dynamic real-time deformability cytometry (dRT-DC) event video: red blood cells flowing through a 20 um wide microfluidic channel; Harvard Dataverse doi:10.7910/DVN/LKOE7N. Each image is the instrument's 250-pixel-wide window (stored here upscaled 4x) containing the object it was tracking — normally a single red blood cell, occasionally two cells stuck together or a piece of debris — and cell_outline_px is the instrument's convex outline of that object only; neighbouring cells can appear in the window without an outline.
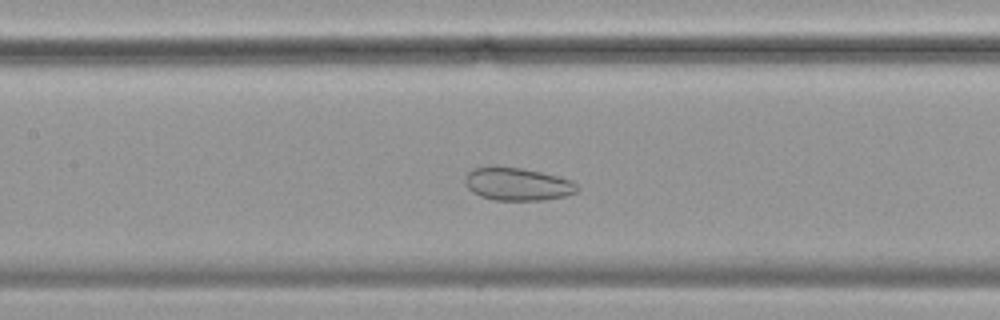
{"species": "common noctule bat (a hibernating species)", "species_latin": "Nyctalus noctula", "temperature_condition": "cold", "stored_images_in_passage": 55, "camera_frame_rate_fps": 3000, "um_per_image_px": 0.085, "animal": {"sex": "female", "body_mass_g": 19.9}, "frame": {"image": 1, "passage_image": 24, "time_ms": 7.667, "image_size_px": [1000, 320], "cell_outline_px": [[580, 188], [576, 192], [564, 196], [544, 200], [496, 200], [480, 196], [472, 192], [468, 188], [464, 180], [464, 176], [472, 168], [492, 164], [496, 164], [520, 168], [540, 172], [572, 180]], "centroid_in_image_um": [43.92, 15.62], "position_along_channel_um": 163.5, "area_um2": 21.85}}